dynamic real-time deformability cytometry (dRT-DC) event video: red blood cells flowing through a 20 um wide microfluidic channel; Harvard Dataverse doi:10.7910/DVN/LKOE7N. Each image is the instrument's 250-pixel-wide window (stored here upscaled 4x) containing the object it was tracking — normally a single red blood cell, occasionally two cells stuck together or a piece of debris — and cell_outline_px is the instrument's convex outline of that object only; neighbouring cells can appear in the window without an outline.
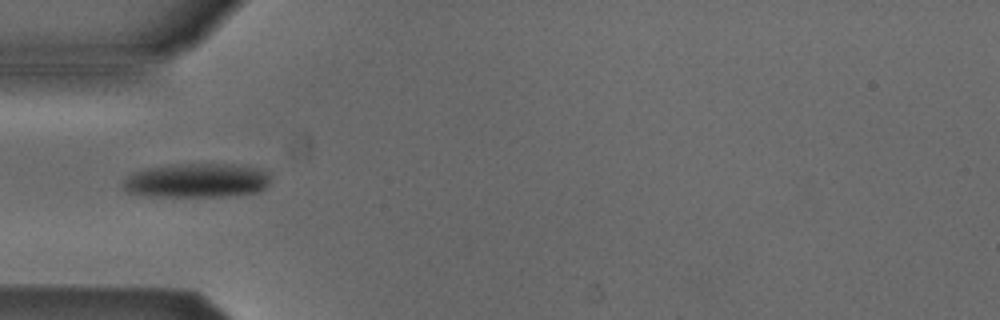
{"species": "Egyptian fruit bat (a non-hibernating species)", "species_latin": "Rousettus aegyptiacus", "temperature_condition": "cold", "stored_images_in_passage": 6, "camera_frame_rate_fps": 3000, "um_per_image_px": 0.085, "animal": {"sex": "male"}, "frame": {"image": 1, "passage_image": 3, "time_ms": 0.667, "image_size_px": [1000, 320], "cell_outline_px": [[272, 172], [268, 184], [264, 188], [256, 192], [224, 196], [148, 196], [128, 192], [120, 184], [128, 176], [136, 172], [148, 168], [184, 164], [232, 164], [260, 168]], "centroid_in_image_um": [16.77, 15.34], "position_along_channel_um": 68.2, "area_um2": 29.3}}
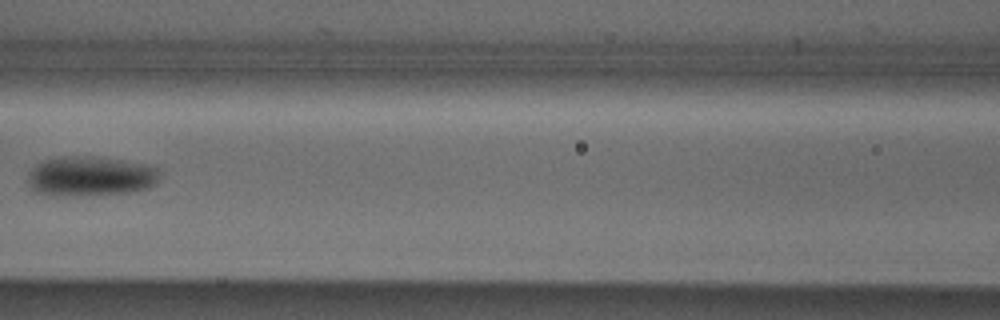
{"frame": {"image": 2, "passage_image": 5, "time_ms": 1.333, "image_size_px": [1000, 320], "cell_outline_px": [[160, 172], [156, 184], [148, 188], [136, 192], [72, 196], [52, 196], [32, 192], [28, 184], [28, 172], [36, 164], [44, 160], [92, 156], [120, 160], [144, 164], [156, 168]], "centroid_in_image_um": [7.66, 15.02], "position_along_channel_um": 158.9, "area_um2": 30.63}}
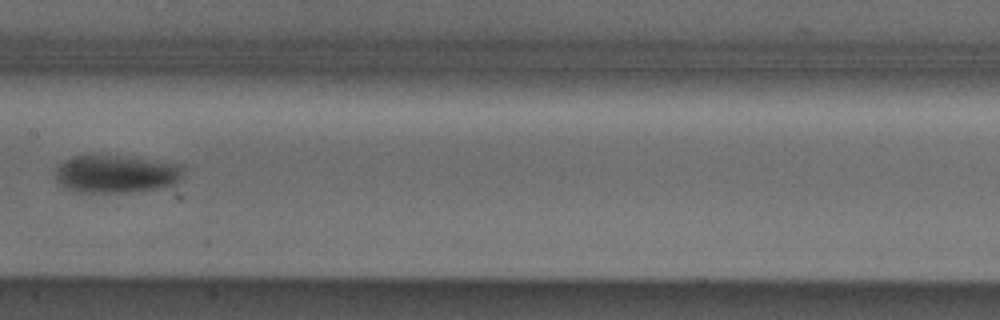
{"frame": {"image": 3, "passage_image": 6, "time_ms": 1.667, "image_size_px": [1000, 320], "cell_outline_px": [[184, 176], [172, 184], [156, 188], [128, 192], [76, 192], [60, 184], [56, 180], [52, 172], [64, 160], [76, 156], [116, 156], [184, 164]], "centroid_in_image_um": [9.85, 14.79], "position_along_channel_um": 197.6, "area_um2": 27.98}}